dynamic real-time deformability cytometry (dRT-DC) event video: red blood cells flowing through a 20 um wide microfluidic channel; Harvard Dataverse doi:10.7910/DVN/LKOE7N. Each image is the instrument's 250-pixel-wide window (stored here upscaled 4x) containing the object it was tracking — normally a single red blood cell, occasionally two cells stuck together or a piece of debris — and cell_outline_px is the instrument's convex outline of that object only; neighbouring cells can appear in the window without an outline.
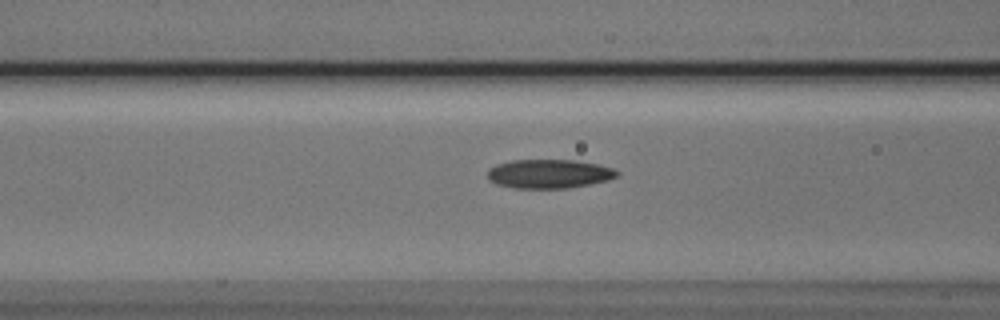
{"species": "Egyptian fruit bat (a non-hibernating species)", "species_latin": "Rousettus aegyptiacus", "temperature_condition": "cold", "stored_images_in_passage": 8, "camera_frame_rate_fps": 3000, "um_per_image_px": 0.085, "animal": {"sex": "male"}, "frame": {"image": 1, "passage_image": 6, "time_ms": 1.667, "image_size_px": [1000, 320], "cell_outline_px": [[620, 172], [616, 176], [608, 180], [588, 184], [564, 188], [516, 188], [496, 184], [488, 176], [488, 168], [496, 164], [512, 160], [572, 160], [596, 164], [612, 168]], "centroid_in_image_um": [46.64, 14.77], "position_along_channel_um": 120.0, "area_um2": 21.56}}